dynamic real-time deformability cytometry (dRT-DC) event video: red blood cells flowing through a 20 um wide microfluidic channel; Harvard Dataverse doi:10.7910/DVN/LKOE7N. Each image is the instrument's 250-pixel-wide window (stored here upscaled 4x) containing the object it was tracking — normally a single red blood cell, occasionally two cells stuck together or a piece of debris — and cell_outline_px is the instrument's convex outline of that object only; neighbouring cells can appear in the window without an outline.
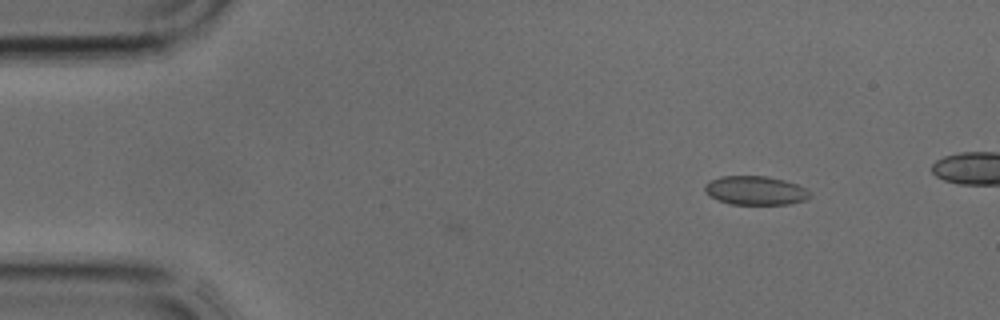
{"species": "common noctule bat (a hibernating species)", "species_latin": "Nyctalus noctula", "temperature_condition": "cold", "stored_images_in_passage": 3, "camera_frame_rate_fps": 3000, "um_per_image_px": 0.085, "animal": {"sex": "male", "body_mass_g": 17.9, "forearm_length_mm": 54.2}, "frame": {"image": 1, "passage_image": 1, "time_ms": 0.0, "image_size_px": [1000, 320], "cell_outline_px": [[812, 196], [808, 200], [788, 204], [728, 204], [704, 192], [704, 184], [720, 176], [768, 176], [784, 180], [796, 184], [812, 192]], "centroid_in_image_um": [64.25, 16.19], "position_along_channel_um": 20.8, "area_um2": 17.74}}